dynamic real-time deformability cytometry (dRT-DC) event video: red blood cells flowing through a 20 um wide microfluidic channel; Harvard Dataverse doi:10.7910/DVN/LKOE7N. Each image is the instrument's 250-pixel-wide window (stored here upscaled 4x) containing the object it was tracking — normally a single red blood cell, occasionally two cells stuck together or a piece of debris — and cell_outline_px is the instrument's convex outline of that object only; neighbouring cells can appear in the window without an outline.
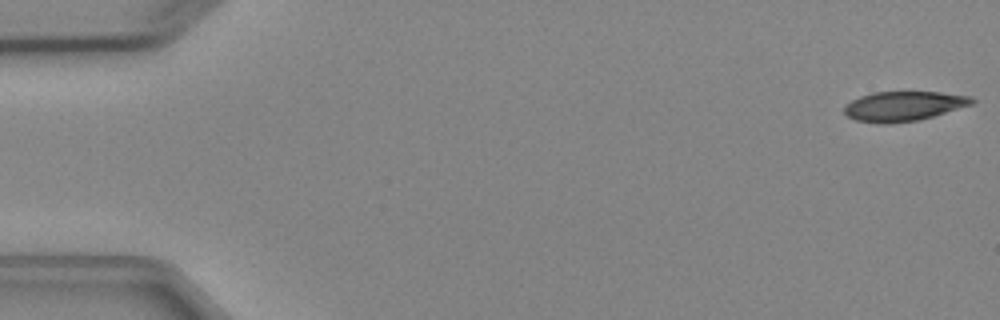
{"species": "Egyptian fruit bat (a non-hibernating species)", "species_latin": "Rousettus aegyptiacus", "temperature_condition": "cold", "stored_images_in_passage": 5, "camera_frame_rate_fps": 3000, "um_per_image_px": 0.085, "animal": {"sex": "female"}, "frame": {"image": 1, "passage_image": 5, "time_ms": 5.333, "image_size_px": [1000, 320], "cell_outline_px": [[976, 100], [972, 104], [920, 120], [888, 124], [884, 124], [856, 120], [848, 116], [844, 112], [844, 104], [860, 96], [872, 92], [940, 92], [972, 96]], "centroid_in_image_um": [76.8, 9.02], "position_along_channel_um": 8.2, "area_um2": 22.14}}